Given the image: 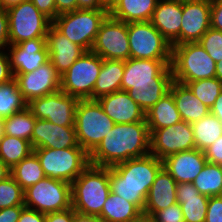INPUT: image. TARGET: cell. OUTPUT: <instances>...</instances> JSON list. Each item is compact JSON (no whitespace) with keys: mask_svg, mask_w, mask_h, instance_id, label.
<instances>
[{"mask_svg":"<svg viewBox=\"0 0 222 222\" xmlns=\"http://www.w3.org/2000/svg\"><path fill=\"white\" fill-rule=\"evenodd\" d=\"M150 154V133L146 122L115 124L89 154V163L111 167Z\"/></svg>","mask_w":222,"mask_h":222,"instance_id":"1","label":"cell"},{"mask_svg":"<svg viewBox=\"0 0 222 222\" xmlns=\"http://www.w3.org/2000/svg\"><path fill=\"white\" fill-rule=\"evenodd\" d=\"M163 162L152 154L109 167L110 191L134 203L142 212L149 190Z\"/></svg>","mask_w":222,"mask_h":222,"instance_id":"2","label":"cell"},{"mask_svg":"<svg viewBox=\"0 0 222 222\" xmlns=\"http://www.w3.org/2000/svg\"><path fill=\"white\" fill-rule=\"evenodd\" d=\"M110 192L109 167L89 164L71 183L72 208L82 214L100 216Z\"/></svg>","mask_w":222,"mask_h":222,"instance_id":"3","label":"cell"},{"mask_svg":"<svg viewBox=\"0 0 222 222\" xmlns=\"http://www.w3.org/2000/svg\"><path fill=\"white\" fill-rule=\"evenodd\" d=\"M171 70L173 80L182 84L215 77L216 62L198 43L172 46Z\"/></svg>","mask_w":222,"mask_h":222,"instance_id":"4","label":"cell"},{"mask_svg":"<svg viewBox=\"0 0 222 222\" xmlns=\"http://www.w3.org/2000/svg\"><path fill=\"white\" fill-rule=\"evenodd\" d=\"M115 123L103 111L97 100H78L75 113V131L78 145L90 154Z\"/></svg>","mask_w":222,"mask_h":222,"instance_id":"5","label":"cell"},{"mask_svg":"<svg viewBox=\"0 0 222 222\" xmlns=\"http://www.w3.org/2000/svg\"><path fill=\"white\" fill-rule=\"evenodd\" d=\"M108 15V9H77L58 15L52 24L70 41L85 51H91L100 26Z\"/></svg>","mask_w":222,"mask_h":222,"instance_id":"6","label":"cell"},{"mask_svg":"<svg viewBox=\"0 0 222 222\" xmlns=\"http://www.w3.org/2000/svg\"><path fill=\"white\" fill-rule=\"evenodd\" d=\"M36 154L46 177L72 183L90 164L83 148H36Z\"/></svg>","mask_w":222,"mask_h":222,"instance_id":"7","label":"cell"},{"mask_svg":"<svg viewBox=\"0 0 222 222\" xmlns=\"http://www.w3.org/2000/svg\"><path fill=\"white\" fill-rule=\"evenodd\" d=\"M130 58L171 60L172 45L150 21L127 23Z\"/></svg>","mask_w":222,"mask_h":222,"instance_id":"8","label":"cell"},{"mask_svg":"<svg viewBox=\"0 0 222 222\" xmlns=\"http://www.w3.org/2000/svg\"><path fill=\"white\" fill-rule=\"evenodd\" d=\"M24 205L45 214L67 210L72 207L71 184L45 177L24 191Z\"/></svg>","mask_w":222,"mask_h":222,"instance_id":"9","label":"cell"},{"mask_svg":"<svg viewBox=\"0 0 222 222\" xmlns=\"http://www.w3.org/2000/svg\"><path fill=\"white\" fill-rule=\"evenodd\" d=\"M102 67V58L92 51H85L61 75L60 89L78 100H92L95 82Z\"/></svg>","mask_w":222,"mask_h":222,"instance_id":"10","label":"cell"},{"mask_svg":"<svg viewBox=\"0 0 222 222\" xmlns=\"http://www.w3.org/2000/svg\"><path fill=\"white\" fill-rule=\"evenodd\" d=\"M7 13L10 45L34 38H46L52 21L30 0L7 9Z\"/></svg>","mask_w":222,"mask_h":222,"instance_id":"11","label":"cell"},{"mask_svg":"<svg viewBox=\"0 0 222 222\" xmlns=\"http://www.w3.org/2000/svg\"><path fill=\"white\" fill-rule=\"evenodd\" d=\"M78 99L61 89L31 100L27 107L36 119L48 120L58 126L75 127Z\"/></svg>","mask_w":222,"mask_h":222,"instance_id":"12","label":"cell"},{"mask_svg":"<svg viewBox=\"0 0 222 222\" xmlns=\"http://www.w3.org/2000/svg\"><path fill=\"white\" fill-rule=\"evenodd\" d=\"M91 51L102 59L128 60L130 47L127 23L108 15L100 26Z\"/></svg>","mask_w":222,"mask_h":222,"instance_id":"13","label":"cell"},{"mask_svg":"<svg viewBox=\"0 0 222 222\" xmlns=\"http://www.w3.org/2000/svg\"><path fill=\"white\" fill-rule=\"evenodd\" d=\"M150 154L161 161L170 155L195 149L192 125L184 120L157 130H149Z\"/></svg>","mask_w":222,"mask_h":222,"instance_id":"14","label":"cell"},{"mask_svg":"<svg viewBox=\"0 0 222 222\" xmlns=\"http://www.w3.org/2000/svg\"><path fill=\"white\" fill-rule=\"evenodd\" d=\"M14 79L27 103L56 92L61 86V75L50 60L32 72L16 74Z\"/></svg>","mask_w":222,"mask_h":222,"instance_id":"15","label":"cell"},{"mask_svg":"<svg viewBox=\"0 0 222 222\" xmlns=\"http://www.w3.org/2000/svg\"><path fill=\"white\" fill-rule=\"evenodd\" d=\"M211 0H182L180 44L198 42L211 27Z\"/></svg>","mask_w":222,"mask_h":222,"instance_id":"16","label":"cell"},{"mask_svg":"<svg viewBox=\"0 0 222 222\" xmlns=\"http://www.w3.org/2000/svg\"><path fill=\"white\" fill-rule=\"evenodd\" d=\"M9 48L13 76L32 72L49 61L46 38L25 40L19 44L10 45Z\"/></svg>","mask_w":222,"mask_h":222,"instance_id":"17","label":"cell"},{"mask_svg":"<svg viewBox=\"0 0 222 222\" xmlns=\"http://www.w3.org/2000/svg\"><path fill=\"white\" fill-rule=\"evenodd\" d=\"M172 81L171 60L129 58L124 61L122 83Z\"/></svg>","mask_w":222,"mask_h":222,"instance_id":"18","label":"cell"},{"mask_svg":"<svg viewBox=\"0 0 222 222\" xmlns=\"http://www.w3.org/2000/svg\"><path fill=\"white\" fill-rule=\"evenodd\" d=\"M31 144L33 149L81 148L77 142L75 127H62L43 119L35 121Z\"/></svg>","mask_w":222,"mask_h":222,"instance_id":"19","label":"cell"},{"mask_svg":"<svg viewBox=\"0 0 222 222\" xmlns=\"http://www.w3.org/2000/svg\"><path fill=\"white\" fill-rule=\"evenodd\" d=\"M97 101L115 124L146 122V112L128 95L127 91H116L98 98Z\"/></svg>","mask_w":222,"mask_h":222,"instance_id":"20","label":"cell"},{"mask_svg":"<svg viewBox=\"0 0 222 222\" xmlns=\"http://www.w3.org/2000/svg\"><path fill=\"white\" fill-rule=\"evenodd\" d=\"M163 168L177 183H192L207 163L204 151L193 149L168 156Z\"/></svg>","mask_w":222,"mask_h":222,"instance_id":"21","label":"cell"},{"mask_svg":"<svg viewBox=\"0 0 222 222\" xmlns=\"http://www.w3.org/2000/svg\"><path fill=\"white\" fill-rule=\"evenodd\" d=\"M49 60L57 72L62 75L85 52L79 45L70 41L53 24L46 35Z\"/></svg>","mask_w":222,"mask_h":222,"instance_id":"22","label":"cell"},{"mask_svg":"<svg viewBox=\"0 0 222 222\" xmlns=\"http://www.w3.org/2000/svg\"><path fill=\"white\" fill-rule=\"evenodd\" d=\"M150 22L172 46L179 45L182 22V0L158 1Z\"/></svg>","mask_w":222,"mask_h":222,"instance_id":"23","label":"cell"},{"mask_svg":"<svg viewBox=\"0 0 222 222\" xmlns=\"http://www.w3.org/2000/svg\"><path fill=\"white\" fill-rule=\"evenodd\" d=\"M177 182L162 167L150 187L143 213L153 216L157 211L177 203Z\"/></svg>","mask_w":222,"mask_h":222,"instance_id":"24","label":"cell"},{"mask_svg":"<svg viewBox=\"0 0 222 222\" xmlns=\"http://www.w3.org/2000/svg\"><path fill=\"white\" fill-rule=\"evenodd\" d=\"M169 91L173 95L181 119L185 122L192 124L210 113V108L203 104L186 84L173 80Z\"/></svg>","mask_w":222,"mask_h":222,"instance_id":"25","label":"cell"},{"mask_svg":"<svg viewBox=\"0 0 222 222\" xmlns=\"http://www.w3.org/2000/svg\"><path fill=\"white\" fill-rule=\"evenodd\" d=\"M176 195L185 222H205L209 197L200 194L192 183H177Z\"/></svg>","mask_w":222,"mask_h":222,"instance_id":"26","label":"cell"},{"mask_svg":"<svg viewBox=\"0 0 222 222\" xmlns=\"http://www.w3.org/2000/svg\"><path fill=\"white\" fill-rule=\"evenodd\" d=\"M159 0H118L109 15L125 23L150 21Z\"/></svg>","mask_w":222,"mask_h":222,"instance_id":"27","label":"cell"},{"mask_svg":"<svg viewBox=\"0 0 222 222\" xmlns=\"http://www.w3.org/2000/svg\"><path fill=\"white\" fill-rule=\"evenodd\" d=\"M172 82L121 83V90L146 112L169 92Z\"/></svg>","mask_w":222,"mask_h":222,"instance_id":"28","label":"cell"},{"mask_svg":"<svg viewBox=\"0 0 222 222\" xmlns=\"http://www.w3.org/2000/svg\"><path fill=\"white\" fill-rule=\"evenodd\" d=\"M124 61L102 59V67L94 85L92 100L121 90Z\"/></svg>","mask_w":222,"mask_h":222,"instance_id":"29","label":"cell"},{"mask_svg":"<svg viewBox=\"0 0 222 222\" xmlns=\"http://www.w3.org/2000/svg\"><path fill=\"white\" fill-rule=\"evenodd\" d=\"M145 120L148 130L166 128L182 120L170 91L146 111Z\"/></svg>","mask_w":222,"mask_h":222,"instance_id":"30","label":"cell"},{"mask_svg":"<svg viewBox=\"0 0 222 222\" xmlns=\"http://www.w3.org/2000/svg\"><path fill=\"white\" fill-rule=\"evenodd\" d=\"M141 213L134 203L110 192L99 217L105 222H130Z\"/></svg>","mask_w":222,"mask_h":222,"instance_id":"31","label":"cell"},{"mask_svg":"<svg viewBox=\"0 0 222 222\" xmlns=\"http://www.w3.org/2000/svg\"><path fill=\"white\" fill-rule=\"evenodd\" d=\"M191 125L195 148L198 150H206L222 136V122L212 113H209L199 121L193 122Z\"/></svg>","mask_w":222,"mask_h":222,"instance_id":"32","label":"cell"},{"mask_svg":"<svg viewBox=\"0 0 222 222\" xmlns=\"http://www.w3.org/2000/svg\"><path fill=\"white\" fill-rule=\"evenodd\" d=\"M33 150L31 142L25 139L5 134L0 139V160L10 169L29 156Z\"/></svg>","mask_w":222,"mask_h":222,"instance_id":"33","label":"cell"},{"mask_svg":"<svg viewBox=\"0 0 222 222\" xmlns=\"http://www.w3.org/2000/svg\"><path fill=\"white\" fill-rule=\"evenodd\" d=\"M11 176L24 191L46 177L34 152L11 169Z\"/></svg>","mask_w":222,"mask_h":222,"instance_id":"34","label":"cell"},{"mask_svg":"<svg viewBox=\"0 0 222 222\" xmlns=\"http://www.w3.org/2000/svg\"><path fill=\"white\" fill-rule=\"evenodd\" d=\"M192 184L204 196H221L222 165L207 162Z\"/></svg>","mask_w":222,"mask_h":222,"instance_id":"35","label":"cell"},{"mask_svg":"<svg viewBox=\"0 0 222 222\" xmlns=\"http://www.w3.org/2000/svg\"><path fill=\"white\" fill-rule=\"evenodd\" d=\"M36 118L28 107L3 119L4 134L31 142Z\"/></svg>","mask_w":222,"mask_h":222,"instance_id":"36","label":"cell"},{"mask_svg":"<svg viewBox=\"0 0 222 222\" xmlns=\"http://www.w3.org/2000/svg\"><path fill=\"white\" fill-rule=\"evenodd\" d=\"M27 102L20 92L17 81L12 79L0 84V118L6 119L27 107Z\"/></svg>","mask_w":222,"mask_h":222,"instance_id":"37","label":"cell"},{"mask_svg":"<svg viewBox=\"0 0 222 222\" xmlns=\"http://www.w3.org/2000/svg\"><path fill=\"white\" fill-rule=\"evenodd\" d=\"M186 85L208 108L212 107L222 91V82L216 77L187 82Z\"/></svg>","mask_w":222,"mask_h":222,"instance_id":"38","label":"cell"},{"mask_svg":"<svg viewBox=\"0 0 222 222\" xmlns=\"http://www.w3.org/2000/svg\"><path fill=\"white\" fill-rule=\"evenodd\" d=\"M24 205V190L12 176L0 181V210Z\"/></svg>","mask_w":222,"mask_h":222,"instance_id":"39","label":"cell"},{"mask_svg":"<svg viewBox=\"0 0 222 222\" xmlns=\"http://www.w3.org/2000/svg\"><path fill=\"white\" fill-rule=\"evenodd\" d=\"M198 43L216 63L222 60V31L210 27Z\"/></svg>","mask_w":222,"mask_h":222,"instance_id":"40","label":"cell"},{"mask_svg":"<svg viewBox=\"0 0 222 222\" xmlns=\"http://www.w3.org/2000/svg\"><path fill=\"white\" fill-rule=\"evenodd\" d=\"M153 218L155 222H185L180 204L177 202L157 211Z\"/></svg>","mask_w":222,"mask_h":222,"instance_id":"41","label":"cell"},{"mask_svg":"<svg viewBox=\"0 0 222 222\" xmlns=\"http://www.w3.org/2000/svg\"><path fill=\"white\" fill-rule=\"evenodd\" d=\"M205 222H222V195L209 197Z\"/></svg>","mask_w":222,"mask_h":222,"instance_id":"42","label":"cell"},{"mask_svg":"<svg viewBox=\"0 0 222 222\" xmlns=\"http://www.w3.org/2000/svg\"><path fill=\"white\" fill-rule=\"evenodd\" d=\"M207 162L222 165V136L204 150Z\"/></svg>","mask_w":222,"mask_h":222,"instance_id":"43","label":"cell"},{"mask_svg":"<svg viewBox=\"0 0 222 222\" xmlns=\"http://www.w3.org/2000/svg\"><path fill=\"white\" fill-rule=\"evenodd\" d=\"M210 23L212 28L222 31V0H211Z\"/></svg>","mask_w":222,"mask_h":222,"instance_id":"44","label":"cell"},{"mask_svg":"<svg viewBox=\"0 0 222 222\" xmlns=\"http://www.w3.org/2000/svg\"><path fill=\"white\" fill-rule=\"evenodd\" d=\"M14 79L11 70L9 53L0 51V84L7 83Z\"/></svg>","mask_w":222,"mask_h":222,"instance_id":"45","label":"cell"},{"mask_svg":"<svg viewBox=\"0 0 222 222\" xmlns=\"http://www.w3.org/2000/svg\"><path fill=\"white\" fill-rule=\"evenodd\" d=\"M10 46L9 43V18L7 10L0 9V49ZM1 51V50H0Z\"/></svg>","mask_w":222,"mask_h":222,"instance_id":"46","label":"cell"},{"mask_svg":"<svg viewBox=\"0 0 222 222\" xmlns=\"http://www.w3.org/2000/svg\"><path fill=\"white\" fill-rule=\"evenodd\" d=\"M37 9L47 16L51 21L56 18L55 0H30Z\"/></svg>","mask_w":222,"mask_h":222,"instance_id":"47","label":"cell"},{"mask_svg":"<svg viewBox=\"0 0 222 222\" xmlns=\"http://www.w3.org/2000/svg\"><path fill=\"white\" fill-rule=\"evenodd\" d=\"M25 205H16L0 210V222H18L21 211Z\"/></svg>","mask_w":222,"mask_h":222,"instance_id":"48","label":"cell"},{"mask_svg":"<svg viewBox=\"0 0 222 222\" xmlns=\"http://www.w3.org/2000/svg\"><path fill=\"white\" fill-rule=\"evenodd\" d=\"M74 209L71 207L60 212H50L45 214L44 222H72Z\"/></svg>","mask_w":222,"mask_h":222,"instance_id":"49","label":"cell"},{"mask_svg":"<svg viewBox=\"0 0 222 222\" xmlns=\"http://www.w3.org/2000/svg\"><path fill=\"white\" fill-rule=\"evenodd\" d=\"M45 213L25 207L20 214L18 222H44Z\"/></svg>","mask_w":222,"mask_h":222,"instance_id":"50","label":"cell"},{"mask_svg":"<svg viewBox=\"0 0 222 222\" xmlns=\"http://www.w3.org/2000/svg\"><path fill=\"white\" fill-rule=\"evenodd\" d=\"M56 17L77 10V0H55Z\"/></svg>","mask_w":222,"mask_h":222,"instance_id":"51","label":"cell"},{"mask_svg":"<svg viewBox=\"0 0 222 222\" xmlns=\"http://www.w3.org/2000/svg\"><path fill=\"white\" fill-rule=\"evenodd\" d=\"M77 9L98 10L107 8L104 0H77Z\"/></svg>","mask_w":222,"mask_h":222,"instance_id":"52","label":"cell"},{"mask_svg":"<svg viewBox=\"0 0 222 222\" xmlns=\"http://www.w3.org/2000/svg\"><path fill=\"white\" fill-rule=\"evenodd\" d=\"M72 222H105V221L99 216L82 214L74 210Z\"/></svg>","mask_w":222,"mask_h":222,"instance_id":"53","label":"cell"},{"mask_svg":"<svg viewBox=\"0 0 222 222\" xmlns=\"http://www.w3.org/2000/svg\"><path fill=\"white\" fill-rule=\"evenodd\" d=\"M210 113H212L222 122V91L216 98L215 103L210 108Z\"/></svg>","mask_w":222,"mask_h":222,"instance_id":"54","label":"cell"},{"mask_svg":"<svg viewBox=\"0 0 222 222\" xmlns=\"http://www.w3.org/2000/svg\"><path fill=\"white\" fill-rule=\"evenodd\" d=\"M25 1H28V0H0V6H1V9L7 10Z\"/></svg>","mask_w":222,"mask_h":222,"instance_id":"55","label":"cell"},{"mask_svg":"<svg viewBox=\"0 0 222 222\" xmlns=\"http://www.w3.org/2000/svg\"><path fill=\"white\" fill-rule=\"evenodd\" d=\"M11 176V169L0 160V181H3Z\"/></svg>","mask_w":222,"mask_h":222,"instance_id":"56","label":"cell"},{"mask_svg":"<svg viewBox=\"0 0 222 222\" xmlns=\"http://www.w3.org/2000/svg\"><path fill=\"white\" fill-rule=\"evenodd\" d=\"M130 222H155V220L153 216L142 212L137 218H135L134 220Z\"/></svg>","mask_w":222,"mask_h":222,"instance_id":"57","label":"cell"},{"mask_svg":"<svg viewBox=\"0 0 222 222\" xmlns=\"http://www.w3.org/2000/svg\"><path fill=\"white\" fill-rule=\"evenodd\" d=\"M215 77L222 82V60L216 63Z\"/></svg>","mask_w":222,"mask_h":222,"instance_id":"58","label":"cell"},{"mask_svg":"<svg viewBox=\"0 0 222 222\" xmlns=\"http://www.w3.org/2000/svg\"><path fill=\"white\" fill-rule=\"evenodd\" d=\"M118 0H104L106 8L109 10Z\"/></svg>","mask_w":222,"mask_h":222,"instance_id":"59","label":"cell"},{"mask_svg":"<svg viewBox=\"0 0 222 222\" xmlns=\"http://www.w3.org/2000/svg\"><path fill=\"white\" fill-rule=\"evenodd\" d=\"M4 134V123H3V119L0 118V139Z\"/></svg>","mask_w":222,"mask_h":222,"instance_id":"60","label":"cell"}]
</instances>
